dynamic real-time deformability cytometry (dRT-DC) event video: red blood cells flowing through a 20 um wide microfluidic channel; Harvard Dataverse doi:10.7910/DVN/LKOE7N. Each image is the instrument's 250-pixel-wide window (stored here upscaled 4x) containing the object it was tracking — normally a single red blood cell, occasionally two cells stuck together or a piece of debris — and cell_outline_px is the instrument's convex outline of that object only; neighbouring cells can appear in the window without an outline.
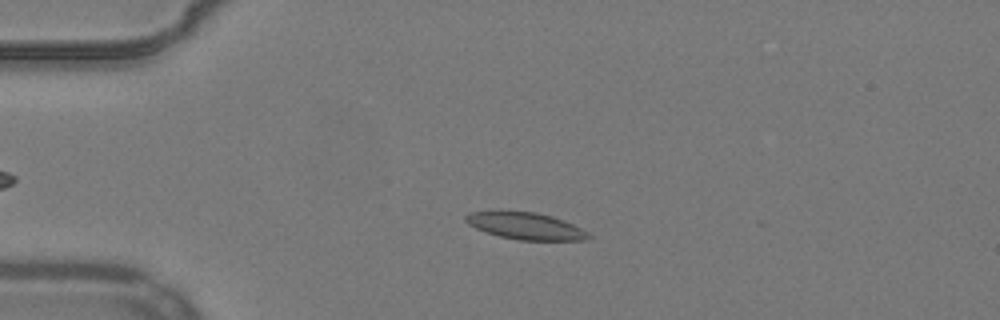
{"species": "common noctule bat (a hibernating species)", "species_latin": "Nyctalus noctula", "temperature_condition": "warm", "stored_images_in_passage": 46, "camera_frame_rate_fps": 3000, "um_per_image_px": 0.085, "animal": {"sex": "male", "body_mass_g": 19.2, "forearm_length_mm": 51.8}, "frame": {"image": 1, "passage_image": 12, "time_ms": 3.667, "image_size_px": [1000, 320], "cell_outline_px": [[592, 236], [588, 240], [520, 240], [500, 236], [476, 228], [468, 224], [464, 220], [464, 216], [468, 212], [536, 212], [552, 216], [572, 224], [588, 232]], "centroid_in_image_um": [44.7, 19.22], "position_along_channel_um": 40.3, "area_um2": 18.9}}
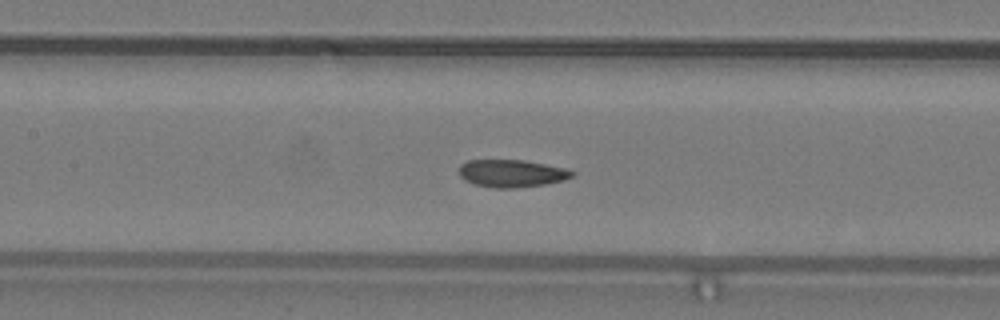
{"frame": {"image": 2, "passage_image": 24, "time_ms": 7.667, "image_size_px": [1000, 320], "cell_outline_px": [[576, 172], [572, 176], [564, 180], [544, 184], [516, 188], [492, 188], [476, 184], [464, 180], [460, 176], [460, 164], [468, 160], [524, 160], [564, 168]], "centroid_in_image_um": [43.48, 14.74], "position_along_channel_um": 163.9, "area_um2": 18.03}}
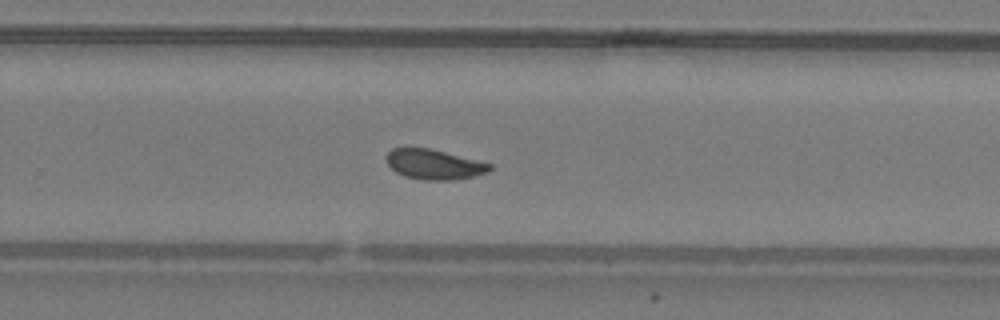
{"frame": {"image": 3, "passage_image": 34, "time_ms": 11.0, "image_size_px": [1000, 320], "cell_outline_px": [[492, 168], [488, 172], [472, 176], [452, 180], [420, 180], [404, 176], [396, 172], [388, 164], [384, 156], [392, 148], [404, 144], [428, 148], [492, 164]], "centroid_in_image_um": [36.79, 13.94], "position_along_channel_um": 293.0, "area_um2": 18.44}, "authors_computed_cell_mechanics": {"area_um2": 18.496, "velocity_mm_per_s": 3.8859, "shape_relaxation_time_tau1_ms": null, "shape_relaxation_time_tau2_ms": 0.964, "deformation_change_tau1": null, "deformation_change_tau2": 0.052}}